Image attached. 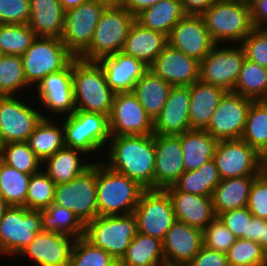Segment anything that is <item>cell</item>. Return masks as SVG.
Here are the masks:
<instances>
[{
  "mask_svg": "<svg viewBox=\"0 0 267 266\" xmlns=\"http://www.w3.org/2000/svg\"><path fill=\"white\" fill-rule=\"evenodd\" d=\"M72 83L77 106L75 110L110 116L115 93L108 86L104 71L96 61L75 57L72 60Z\"/></svg>",
  "mask_w": 267,
  "mask_h": 266,
  "instance_id": "obj_2",
  "label": "cell"
},
{
  "mask_svg": "<svg viewBox=\"0 0 267 266\" xmlns=\"http://www.w3.org/2000/svg\"><path fill=\"white\" fill-rule=\"evenodd\" d=\"M40 212L44 231L65 234L72 239L83 237L85 225L69 209L51 204L46 210Z\"/></svg>",
  "mask_w": 267,
  "mask_h": 266,
  "instance_id": "obj_39",
  "label": "cell"
},
{
  "mask_svg": "<svg viewBox=\"0 0 267 266\" xmlns=\"http://www.w3.org/2000/svg\"><path fill=\"white\" fill-rule=\"evenodd\" d=\"M42 230L40 211L10 206L0 219V253L18 255Z\"/></svg>",
  "mask_w": 267,
  "mask_h": 266,
  "instance_id": "obj_10",
  "label": "cell"
},
{
  "mask_svg": "<svg viewBox=\"0 0 267 266\" xmlns=\"http://www.w3.org/2000/svg\"><path fill=\"white\" fill-rule=\"evenodd\" d=\"M218 141L206 130L190 129L181 134V149L185 171H195L214 159Z\"/></svg>",
  "mask_w": 267,
  "mask_h": 266,
  "instance_id": "obj_31",
  "label": "cell"
},
{
  "mask_svg": "<svg viewBox=\"0 0 267 266\" xmlns=\"http://www.w3.org/2000/svg\"><path fill=\"white\" fill-rule=\"evenodd\" d=\"M34 108L13 95L0 96V139L2 144L27 142L30 134L43 119Z\"/></svg>",
  "mask_w": 267,
  "mask_h": 266,
  "instance_id": "obj_15",
  "label": "cell"
},
{
  "mask_svg": "<svg viewBox=\"0 0 267 266\" xmlns=\"http://www.w3.org/2000/svg\"><path fill=\"white\" fill-rule=\"evenodd\" d=\"M74 58L60 38L36 37L21 56L27 83L38 84L48 74L64 69Z\"/></svg>",
  "mask_w": 267,
  "mask_h": 266,
  "instance_id": "obj_7",
  "label": "cell"
},
{
  "mask_svg": "<svg viewBox=\"0 0 267 266\" xmlns=\"http://www.w3.org/2000/svg\"><path fill=\"white\" fill-rule=\"evenodd\" d=\"M261 247L267 252V220L263 219V232L261 241L259 242Z\"/></svg>",
  "mask_w": 267,
  "mask_h": 266,
  "instance_id": "obj_60",
  "label": "cell"
},
{
  "mask_svg": "<svg viewBox=\"0 0 267 266\" xmlns=\"http://www.w3.org/2000/svg\"><path fill=\"white\" fill-rule=\"evenodd\" d=\"M154 189L173 186L185 172L180 135L154 134Z\"/></svg>",
  "mask_w": 267,
  "mask_h": 266,
  "instance_id": "obj_19",
  "label": "cell"
},
{
  "mask_svg": "<svg viewBox=\"0 0 267 266\" xmlns=\"http://www.w3.org/2000/svg\"><path fill=\"white\" fill-rule=\"evenodd\" d=\"M225 253L202 246L196 256L186 266H226Z\"/></svg>",
  "mask_w": 267,
  "mask_h": 266,
  "instance_id": "obj_53",
  "label": "cell"
},
{
  "mask_svg": "<svg viewBox=\"0 0 267 266\" xmlns=\"http://www.w3.org/2000/svg\"><path fill=\"white\" fill-rule=\"evenodd\" d=\"M258 176L267 180V147L259 151Z\"/></svg>",
  "mask_w": 267,
  "mask_h": 266,
  "instance_id": "obj_58",
  "label": "cell"
},
{
  "mask_svg": "<svg viewBox=\"0 0 267 266\" xmlns=\"http://www.w3.org/2000/svg\"><path fill=\"white\" fill-rule=\"evenodd\" d=\"M257 176L222 179L212 193L215 215L247 206L252 183Z\"/></svg>",
  "mask_w": 267,
  "mask_h": 266,
  "instance_id": "obj_30",
  "label": "cell"
},
{
  "mask_svg": "<svg viewBox=\"0 0 267 266\" xmlns=\"http://www.w3.org/2000/svg\"><path fill=\"white\" fill-rule=\"evenodd\" d=\"M136 16L123 6L106 7L95 28L90 46L78 57L85 61H98L122 51Z\"/></svg>",
  "mask_w": 267,
  "mask_h": 266,
  "instance_id": "obj_5",
  "label": "cell"
},
{
  "mask_svg": "<svg viewBox=\"0 0 267 266\" xmlns=\"http://www.w3.org/2000/svg\"><path fill=\"white\" fill-rule=\"evenodd\" d=\"M162 244L166 266H186L203 246V231L176 220Z\"/></svg>",
  "mask_w": 267,
  "mask_h": 266,
  "instance_id": "obj_21",
  "label": "cell"
},
{
  "mask_svg": "<svg viewBox=\"0 0 267 266\" xmlns=\"http://www.w3.org/2000/svg\"><path fill=\"white\" fill-rule=\"evenodd\" d=\"M149 69L172 86H190L200 77V61L167 44Z\"/></svg>",
  "mask_w": 267,
  "mask_h": 266,
  "instance_id": "obj_20",
  "label": "cell"
},
{
  "mask_svg": "<svg viewBox=\"0 0 267 266\" xmlns=\"http://www.w3.org/2000/svg\"><path fill=\"white\" fill-rule=\"evenodd\" d=\"M190 86H173L160 114L154 119V133L180 135L190 130Z\"/></svg>",
  "mask_w": 267,
  "mask_h": 266,
  "instance_id": "obj_24",
  "label": "cell"
},
{
  "mask_svg": "<svg viewBox=\"0 0 267 266\" xmlns=\"http://www.w3.org/2000/svg\"><path fill=\"white\" fill-rule=\"evenodd\" d=\"M0 160L16 170L33 175L39 172L42 161L35 155L27 142L2 144Z\"/></svg>",
  "mask_w": 267,
  "mask_h": 266,
  "instance_id": "obj_42",
  "label": "cell"
},
{
  "mask_svg": "<svg viewBox=\"0 0 267 266\" xmlns=\"http://www.w3.org/2000/svg\"><path fill=\"white\" fill-rule=\"evenodd\" d=\"M263 0H244V2L250 7V9L258 2Z\"/></svg>",
  "mask_w": 267,
  "mask_h": 266,
  "instance_id": "obj_63",
  "label": "cell"
},
{
  "mask_svg": "<svg viewBox=\"0 0 267 266\" xmlns=\"http://www.w3.org/2000/svg\"><path fill=\"white\" fill-rule=\"evenodd\" d=\"M121 262L125 266H166L162 241L138 232Z\"/></svg>",
  "mask_w": 267,
  "mask_h": 266,
  "instance_id": "obj_34",
  "label": "cell"
},
{
  "mask_svg": "<svg viewBox=\"0 0 267 266\" xmlns=\"http://www.w3.org/2000/svg\"><path fill=\"white\" fill-rule=\"evenodd\" d=\"M226 93L227 91L223 88L206 84L200 80L190 85V128L205 130Z\"/></svg>",
  "mask_w": 267,
  "mask_h": 266,
  "instance_id": "obj_28",
  "label": "cell"
},
{
  "mask_svg": "<svg viewBox=\"0 0 267 266\" xmlns=\"http://www.w3.org/2000/svg\"><path fill=\"white\" fill-rule=\"evenodd\" d=\"M36 37L28 24H0V48L5 55L22 56Z\"/></svg>",
  "mask_w": 267,
  "mask_h": 266,
  "instance_id": "obj_43",
  "label": "cell"
},
{
  "mask_svg": "<svg viewBox=\"0 0 267 266\" xmlns=\"http://www.w3.org/2000/svg\"><path fill=\"white\" fill-rule=\"evenodd\" d=\"M262 232L263 219L252 216L249 223L247 240H253L259 243L261 241Z\"/></svg>",
  "mask_w": 267,
  "mask_h": 266,
  "instance_id": "obj_56",
  "label": "cell"
},
{
  "mask_svg": "<svg viewBox=\"0 0 267 266\" xmlns=\"http://www.w3.org/2000/svg\"><path fill=\"white\" fill-rule=\"evenodd\" d=\"M80 152L85 153L80 149L64 146L43 162V164L47 162L45 163L47 165L45 173L56 185L70 182L92 165V163L82 164L80 162L78 155Z\"/></svg>",
  "mask_w": 267,
  "mask_h": 266,
  "instance_id": "obj_35",
  "label": "cell"
},
{
  "mask_svg": "<svg viewBox=\"0 0 267 266\" xmlns=\"http://www.w3.org/2000/svg\"><path fill=\"white\" fill-rule=\"evenodd\" d=\"M109 146L110 169L126 175L145 190L154 189V134L111 136Z\"/></svg>",
  "mask_w": 267,
  "mask_h": 266,
  "instance_id": "obj_1",
  "label": "cell"
},
{
  "mask_svg": "<svg viewBox=\"0 0 267 266\" xmlns=\"http://www.w3.org/2000/svg\"><path fill=\"white\" fill-rule=\"evenodd\" d=\"M226 266H242V265H238V264H233V263L227 262Z\"/></svg>",
  "mask_w": 267,
  "mask_h": 266,
  "instance_id": "obj_65",
  "label": "cell"
},
{
  "mask_svg": "<svg viewBox=\"0 0 267 266\" xmlns=\"http://www.w3.org/2000/svg\"><path fill=\"white\" fill-rule=\"evenodd\" d=\"M97 163L70 182L56 185L54 205L72 211L85 225L98 216L97 210Z\"/></svg>",
  "mask_w": 267,
  "mask_h": 266,
  "instance_id": "obj_8",
  "label": "cell"
},
{
  "mask_svg": "<svg viewBox=\"0 0 267 266\" xmlns=\"http://www.w3.org/2000/svg\"><path fill=\"white\" fill-rule=\"evenodd\" d=\"M236 240L237 238L219 217L211 221L203 230V246L218 252L226 254Z\"/></svg>",
  "mask_w": 267,
  "mask_h": 266,
  "instance_id": "obj_48",
  "label": "cell"
},
{
  "mask_svg": "<svg viewBox=\"0 0 267 266\" xmlns=\"http://www.w3.org/2000/svg\"><path fill=\"white\" fill-rule=\"evenodd\" d=\"M107 6L97 0H89L77 8L65 12L61 40L78 58L89 46L101 14Z\"/></svg>",
  "mask_w": 267,
  "mask_h": 266,
  "instance_id": "obj_12",
  "label": "cell"
},
{
  "mask_svg": "<svg viewBox=\"0 0 267 266\" xmlns=\"http://www.w3.org/2000/svg\"><path fill=\"white\" fill-rule=\"evenodd\" d=\"M65 11L59 0H30L28 25L37 37L61 38Z\"/></svg>",
  "mask_w": 267,
  "mask_h": 266,
  "instance_id": "obj_29",
  "label": "cell"
},
{
  "mask_svg": "<svg viewBox=\"0 0 267 266\" xmlns=\"http://www.w3.org/2000/svg\"><path fill=\"white\" fill-rule=\"evenodd\" d=\"M220 0H182L186 15H202L211 5Z\"/></svg>",
  "mask_w": 267,
  "mask_h": 266,
  "instance_id": "obj_54",
  "label": "cell"
},
{
  "mask_svg": "<svg viewBox=\"0 0 267 266\" xmlns=\"http://www.w3.org/2000/svg\"><path fill=\"white\" fill-rule=\"evenodd\" d=\"M30 177L0 160V197L9 206H23Z\"/></svg>",
  "mask_w": 267,
  "mask_h": 266,
  "instance_id": "obj_40",
  "label": "cell"
},
{
  "mask_svg": "<svg viewBox=\"0 0 267 266\" xmlns=\"http://www.w3.org/2000/svg\"><path fill=\"white\" fill-rule=\"evenodd\" d=\"M215 44L223 41L242 42L253 30L250 7L244 0H220L202 15Z\"/></svg>",
  "mask_w": 267,
  "mask_h": 266,
  "instance_id": "obj_4",
  "label": "cell"
},
{
  "mask_svg": "<svg viewBox=\"0 0 267 266\" xmlns=\"http://www.w3.org/2000/svg\"><path fill=\"white\" fill-rule=\"evenodd\" d=\"M172 87L149 69L135 83L132 93L137 97L146 113L154 120L165 105Z\"/></svg>",
  "mask_w": 267,
  "mask_h": 266,
  "instance_id": "obj_33",
  "label": "cell"
},
{
  "mask_svg": "<svg viewBox=\"0 0 267 266\" xmlns=\"http://www.w3.org/2000/svg\"><path fill=\"white\" fill-rule=\"evenodd\" d=\"M172 202L177 221L202 231L213 221L215 215L211 196H199L179 191L174 185L164 189Z\"/></svg>",
  "mask_w": 267,
  "mask_h": 266,
  "instance_id": "obj_26",
  "label": "cell"
},
{
  "mask_svg": "<svg viewBox=\"0 0 267 266\" xmlns=\"http://www.w3.org/2000/svg\"><path fill=\"white\" fill-rule=\"evenodd\" d=\"M114 260L105 250L80 237L72 246L69 266H107Z\"/></svg>",
  "mask_w": 267,
  "mask_h": 266,
  "instance_id": "obj_47",
  "label": "cell"
},
{
  "mask_svg": "<svg viewBox=\"0 0 267 266\" xmlns=\"http://www.w3.org/2000/svg\"><path fill=\"white\" fill-rule=\"evenodd\" d=\"M262 101L267 105V98L262 99Z\"/></svg>",
  "mask_w": 267,
  "mask_h": 266,
  "instance_id": "obj_67",
  "label": "cell"
},
{
  "mask_svg": "<svg viewBox=\"0 0 267 266\" xmlns=\"http://www.w3.org/2000/svg\"><path fill=\"white\" fill-rule=\"evenodd\" d=\"M259 152L242 139L218 141L214 161L221 179L258 176Z\"/></svg>",
  "mask_w": 267,
  "mask_h": 266,
  "instance_id": "obj_17",
  "label": "cell"
},
{
  "mask_svg": "<svg viewBox=\"0 0 267 266\" xmlns=\"http://www.w3.org/2000/svg\"><path fill=\"white\" fill-rule=\"evenodd\" d=\"M137 233L136 217L129 213L95 217L85 224L83 237L114 259L121 260Z\"/></svg>",
  "mask_w": 267,
  "mask_h": 266,
  "instance_id": "obj_6",
  "label": "cell"
},
{
  "mask_svg": "<svg viewBox=\"0 0 267 266\" xmlns=\"http://www.w3.org/2000/svg\"><path fill=\"white\" fill-rule=\"evenodd\" d=\"M101 3L105 4L107 7L109 6H123L125 0H97Z\"/></svg>",
  "mask_w": 267,
  "mask_h": 266,
  "instance_id": "obj_61",
  "label": "cell"
},
{
  "mask_svg": "<svg viewBox=\"0 0 267 266\" xmlns=\"http://www.w3.org/2000/svg\"><path fill=\"white\" fill-rule=\"evenodd\" d=\"M63 128L65 146L85 153L96 151L111 138L109 117L100 113L75 110L63 122Z\"/></svg>",
  "mask_w": 267,
  "mask_h": 266,
  "instance_id": "obj_9",
  "label": "cell"
},
{
  "mask_svg": "<svg viewBox=\"0 0 267 266\" xmlns=\"http://www.w3.org/2000/svg\"><path fill=\"white\" fill-rule=\"evenodd\" d=\"M227 262L242 266H267V252L253 240L237 239L226 253Z\"/></svg>",
  "mask_w": 267,
  "mask_h": 266,
  "instance_id": "obj_46",
  "label": "cell"
},
{
  "mask_svg": "<svg viewBox=\"0 0 267 266\" xmlns=\"http://www.w3.org/2000/svg\"><path fill=\"white\" fill-rule=\"evenodd\" d=\"M10 206L0 197V219L4 216L5 211Z\"/></svg>",
  "mask_w": 267,
  "mask_h": 266,
  "instance_id": "obj_62",
  "label": "cell"
},
{
  "mask_svg": "<svg viewBox=\"0 0 267 266\" xmlns=\"http://www.w3.org/2000/svg\"><path fill=\"white\" fill-rule=\"evenodd\" d=\"M30 0H0V24H28Z\"/></svg>",
  "mask_w": 267,
  "mask_h": 266,
  "instance_id": "obj_50",
  "label": "cell"
},
{
  "mask_svg": "<svg viewBox=\"0 0 267 266\" xmlns=\"http://www.w3.org/2000/svg\"><path fill=\"white\" fill-rule=\"evenodd\" d=\"M74 241L65 234L42 230L18 255H29L39 266H69Z\"/></svg>",
  "mask_w": 267,
  "mask_h": 266,
  "instance_id": "obj_23",
  "label": "cell"
},
{
  "mask_svg": "<svg viewBox=\"0 0 267 266\" xmlns=\"http://www.w3.org/2000/svg\"><path fill=\"white\" fill-rule=\"evenodd\" d=\"M250 12L253 28L264 29L262 24L267 23V0L256 3Z\"/></svg>",
  "mask_w": 267,
  "mask_h": 266,
  "instance_id": "obj_55",
  "label": "cell"
},
{
  "mask_svg": "<svg viewBox=\"0 0 267 266\" xmlns=\"http://www.w3.org/2000/svg\"><path fill=\"white\" fill-rule=\"evenodd\" d=\"M28 85L21 56L4 55L0 59V96L13 95Z\"/></svg>",
  "mask_w": 267,
  "mask_h": 266,
  "instance_id": "obj_45",
  "label": "cell"
},
{
  "mask_svg": "<svg viewBox=\"0 0 267 266\" xmlns=\"http://www.w3.org/2000/svg\"><path fill=\"white\" fill-rule=\"evenodd\" d=\"M252 101L248 97L227 92L214 111L205 130L217 141L241 139L247 112Z\"/></svg>",
  "mask_w": 267,
  "mask_h": 266,
  "instance_id": "obj_16",
  "label": "cell"
},
{
  "mask_svg": "<svg viewBox=\"0 0 267 266\" xmlns=\"http://www.w3.org/2000/svg\"><path fill=\"white\" fill-rule=\"evenodd\" d=\"M253 215L247 207L229 210L218 217L237 239H247L249 223Z\"/></svg>",
  "mask_w": 267,
  "mask_h": 266,
  "instance_id": "obj_51",
  "label": "cell"
},
{
  "mask_svg": "<svg viewBox=\"0 0 267 266\" xmlns=\"http://www.w3.org/2000/svg\"><path fill=\"white\" fill-rule=\"evenodd\" d=\"M104 71L106 82L114 93L132 92L135 83L149 70V67L122 51L104 56L96 61Z\"/></svg>",
  "mask_w": 267,
  "mask_h": 266,
  "instance_id": "obj_25",
  "label": "cell"
},
{
  "mask_svg": "<svg viewBox=\"0 0 267 266\" xmlns=\"http://www.w3.org/2000/svg\"><path fill=\"white\" fill-rule=\"evenodd\" d=\"M159 1L161 0H125L123 7L136 16L143 9L150 7Z\"/></svg>",
  "mask_w": 267,
  "mask_h": 266,
  "instance_id": "obj_57",
  "label": "cell"
},
{
  "mask_svg": "<svg viewBox=\"0 0 267 266\" xmlns=\"http://www.w3.org/2000/svg\"><path fill=\"white\" fill-rule=\"evenodd\" d=\"M5 54H4V52L1 50V48H0V59L4 56Z\"/></svg>",
  "mask_w": 267,
  "mask_h": 266,
  "instance_id": "obj_66",
  "label": "cell"
},
{
  "mask_svg": "<svg viewBox=\"0 0 267 266\" xmlns=\"http://www.w3.org/2000/svg\"><path fill=\"white\" fill-rule=\"evenodd\" d=\"M107 266H125V265L122 264L120 259H115L112 263H110Z\"/></svg>",
  "mask_w": 267,
  "mask_h": 266,
  "instance_id": "obj_64",
  "label": "cell"
},
{
  "mask_svg": "<svg viewBox=\"0 0 267 266\" xmlns=\"http://www.w3.org/2000/svg\"><path fill=\"white\" fill-rule=\"evenodd\" d=\"M27 143L43 163L65 146L63 125L59 128L51 119L43 118L30 134Z\"/></svg>",
  "mask_w": 267,
  "mask_h": 266,
  "instance_id": "obj_37",
  "label": "cell"
},
{
  "mask_svg": "<svg viewBox=\"0 0 267 266\" xmlns=\"http://www.w3.org/2000/svg\"><path fill=\"white\" fill-rule=\"evenodd\" d=\"M133 214L139 233L161 241L176 222L171 199L164 189L144 190Z\"/></svg>",
  "mask_w": 267,
  "mask_h": 266,
  "instance_id": "obj_11",
  "label": "cell"
},
{
  "mask_svg": "<svg viewBox=\"0 0 267 266\" xmlns=\"http://www.w3.org/2000/svg\"><path fill=\"white\" fill-rule=\"evenodd\" d=\"M167 44V35L159 31L145 28L135 21L124 42L122 52L135 57L150 67L157 55Z\"/></svg>",
  "mask_w": 267,
  "mask_h": 266,
  "instance_id": "obj_27",
  "label": "cell"
},
{
  "mask_svg": "<svg viewBox=\"0 0 267 266\" xmlns=\"http://www.w3.org/2000/svg\"><path fill=\"white\" fill-rule=\"evenodd\" d=\"M185 15L182 0H161L138 13L136 21L145 28L169 36L173 27Z\"/></svg>",
  "mask_w": 267,
  "mask_h": 266,
  "instance_id": "obj_32",
  "label": "cell"
},
{
  "mask_svg": "<svg viewBox=\"0 0 267 266\" xmlns=\"http://www.w3.org/2000/svg\"><path fill=\"white\" fill-rule=\"evenodd\" d=\"M107 163H97L98 216L133 213L145 190L126 175L113 171Z\"/></svg>",
  "mask_w": 267,
  "mask_h": 266,
  "instance_id": "obj_3",
  "label": "cell"
},
{
  "mask_svg": "<svg viewBox=\"0 0 267 266\" xmlns=\"http://www.w3.org/2000/svg\"><path fill=\"white\" fill-rule=\"evenodd\" d=\"M245 53V58L251 62L259 63L267 68V31L253 28L251 33L240 45Z\"/></svg>",
  "mask_w": 267,
  "mask_h": 266,
  "instance_id": "obj_49",
  "label": "cell"
},
{
  "mask_svg": "<svg viewBox=\"0 0 267 266\" xmlns=\"http://www.w3.org/2000/svg\"><path fill=\"white\" fill-rule=\"evenodd\" d=\"M87 1L89 0H59L65 12L77 8L78 6Z\"/></svg>",
  "mask_w": 267,
  "mask_h": 266,
  "instance_id": "obj_59",
  "label": "cell"
},
{
  "mask_svg": "<svg viewBox=\"0 0 267 266\" xmlns=\"http://www.w3.org/2000/svg\"><path fill=\"white\" fill-rule=\"evenodd\" d=\"M246 207L254 217L267 220V180L255 178Z\"/></svg>",
  "mask_w": 267,
  "mask_h": 266,
  "instance_id": "obj_52",
  "label": "cell"
},
{
  "mask_svg": "<svg viewBox=\"0 0 267 266\" xmlns=\"http://www.w3.org/2000/svg\"><path fill=\"white\" fill-rule=\"evenodd\" d=\"M221 180L216 163L214 159H211L195 171H185L174 186L185 193L212 196Z\"/></svg>",
  "mask_w": 267,
  "mask_h": 266,
  "instance_id": "obj_36",
  "label": "cell"
},
{
  "mask_svg": "<svg viewBox=\"0 0 267 266\" xmlns=\"http://www.w3.org/2000/svg\"><path fill=\"white\" fill-rule=\"evenodd\" d=\"M109 127L111 136L148 135L154 133V120L132 92H118L113 98Z\"/></svg>",
  "mask_w": 267,
  "mask_h": 266,
  "instance_id": "obj_14",
  "label": "cell"
},
{
  "mask_svg": "<svg viewBox=\"0 0 267 266\" xmlns=\"http://www.w3.org/2000/svg\"><path fill=\"white\" fill-rule=\"evenodd\" d=\"M168 44L200 62L215 45L201 15H185L173 27Z\"/></svg>",
  "mask_w": 267,
  "mask_h": 266,
  "instance_id": "obj_18",
  "label": "cell"
},
{
  "mask_svg": "<svg viewBox=\"0 0 267 266\" xmlns=\"http://www.w3.org/2000/svg\"><path fill=\"white\" fill-rule=\"evenodd\" d=\"M217 46L218 44H215L200 62L199 80L233 92L245 60L244 50L242 47L220 49Z\"/></svg>",
  "mask_w": 267,
  "mask_h": 266,
  "instance_id": "obj_13",
  "label": "cell"
},
{
  "mask_svg": "<svg viewBox=\"0 0 267 266\" xmlns=\"http://www.w3.org/2000/svg\"><path fill=\"white\" fill-rule=\"evenodd\" d=\"M241 139L258 152L267 147V105L262 100L251 102Z\"/></svg>",
  "mask_w": 267,
  "mask_h": 266,
  "instance_id": "obj_41",
  "label": "cell"
},
{
  "mask_svg": "<svg viewBox=\"0 0 267 266\" xmlns=\"http://www.w3.org/2000/svg\"><path fill=\"white\" fill-rule=\"evenodd\" d=\"M42 105L55 113L75 111L72 83V61L62 70L48 74L37 84Z\"/></svg>",
  "mask_w": 267,
  "mask_h": 266,
  "instance_id": "obj_22",
  "label": "cell"
},
{
  "mask_svg": "<svg viewBox=\"0 0 267 266\" xmlns=\"http://www.w3.org/2000/svg\"><path fill=\"white\" fill-rule=\"evenodd\" d=\"M55 188V182L45 172L31 175L23 206L29 210H46L53 204Z\"/></svg>",
  "mask_w": 267,
  "mask_h": 266,
  "instance_id": "obj_44",
  "label": "cell"
},
{
  "mask_svg": "<svg viewBox=\"0 0 267 266\" xmlns=\"http://www.w3.org/2000/svg\"><path fill=\"white\" fill-rule=\"evenodd\" d=\"M233 92L252 100L267 98V68L245 58Z\"/></svg>",
  "mask_w": 267,
  "mask_h": 266,
  "instance_id": "obj_38",
  "label": "cell"
}]
</instances>
